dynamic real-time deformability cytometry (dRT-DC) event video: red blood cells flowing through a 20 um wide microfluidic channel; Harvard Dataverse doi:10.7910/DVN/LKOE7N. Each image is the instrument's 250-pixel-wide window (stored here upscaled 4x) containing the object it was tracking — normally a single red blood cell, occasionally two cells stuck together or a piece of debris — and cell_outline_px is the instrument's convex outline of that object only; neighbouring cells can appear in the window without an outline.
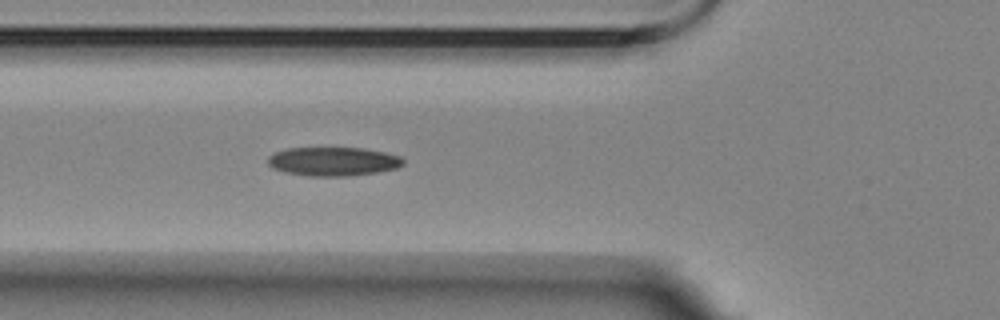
{"species": "Egyptian fruit bat (a non-hibernating species)", "species_latin": "Rousettus aegyptiacus", "temperature_condition": "room temperature", "stored_images_in_passage": 2, "camera_frame_rate_fps": 3000, "um_per_image_px": 0.085, "animal": {"sex": "female"}, "frame": {"image": 1, "passage_image": 2, "time_ms": 1.0, "image_size_px": [1000, 320], "cell_outline_px": [[404, 164], [396, 168], [376, 172], [348, 176], [308, 176], [284, 172], [272, 168], [268, 164], [268, 156], [276, 152], [288, 148], [364, 148], [384, 152], [400, 156], [404, 160]], "centroid_in_image_um": [28.31, 13.72], "position_along_channel_um": 97.5, "area_um2": 22.72}}